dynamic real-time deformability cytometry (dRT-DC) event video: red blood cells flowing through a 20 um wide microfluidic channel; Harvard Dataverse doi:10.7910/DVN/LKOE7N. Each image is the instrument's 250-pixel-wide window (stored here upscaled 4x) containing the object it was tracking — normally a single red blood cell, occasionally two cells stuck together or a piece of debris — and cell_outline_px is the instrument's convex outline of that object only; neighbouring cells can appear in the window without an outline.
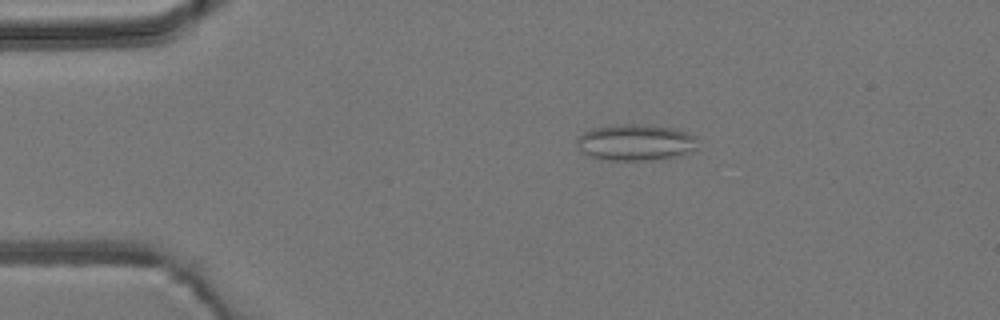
{"species": "common noctule bat (a hibernating species)", "species_latin": "Nyctalus noctula", "temperature_condition": "room temperature", "stored_images_in_passage": 4, "camera_frame_rate_fps": 3000, "um_per_image_px": 0.085, "animal": {"sex": "male", "body_mass_g": 19.2, "forearm_length_mm": 51.8}, "frame": {"image": 1, "passage_image": 3, "time_ms": 2.333, "image_size_px": [1000, 320], "cell_outline_px": [[696, 148], [692, 152], [680, 156], [656, 160], [600, 160], [584, 152], [576, 144], [576, 136], [592, 128], [616, 124], [640, 124], [672, 128], [696, 136]], "centroid_in_image_um": [54.01, 12.11], "position_along_channel_um": 31.0, "area_um2": 25.78}}